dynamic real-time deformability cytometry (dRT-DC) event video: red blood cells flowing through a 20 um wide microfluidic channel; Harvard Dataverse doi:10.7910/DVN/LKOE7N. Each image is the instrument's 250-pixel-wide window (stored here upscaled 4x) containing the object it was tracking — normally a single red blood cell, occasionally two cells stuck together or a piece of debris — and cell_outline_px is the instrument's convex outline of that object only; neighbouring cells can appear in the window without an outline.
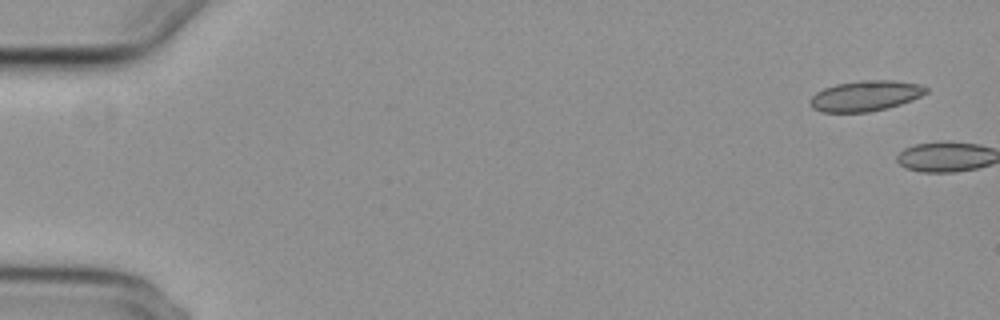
{"species": "common noctule bat (a hibernating species)", "species_latin": "Nyctalus noctula", "temperature_condition": "cold", "stored_images_in_passage": 2, "camera_frame_rate_fps": 3000, "um_per_image_px": 0.085, "animal": {"sex": "female", "body_mass_g": 29.2, "forearm_length_mm": 56.3}, "frame": {"image": 1, "passage_image": 1, "time_ms": 0.0, "image_size_px": [1000, 320], "cell_outline_px": [[928, 92], [912, 100], [888, 108], [868, 112], [824, 112], [812, 108], [808, 104], [808, 100], [816, 92], [824, 88], [836, 84], [860, 80], [892, 80], [920, 84], [928, 88]], "centroid_in_image_um": [73.54, 8.14], "position_along_channel_um": 11.5, "area_um2": 20.75}}